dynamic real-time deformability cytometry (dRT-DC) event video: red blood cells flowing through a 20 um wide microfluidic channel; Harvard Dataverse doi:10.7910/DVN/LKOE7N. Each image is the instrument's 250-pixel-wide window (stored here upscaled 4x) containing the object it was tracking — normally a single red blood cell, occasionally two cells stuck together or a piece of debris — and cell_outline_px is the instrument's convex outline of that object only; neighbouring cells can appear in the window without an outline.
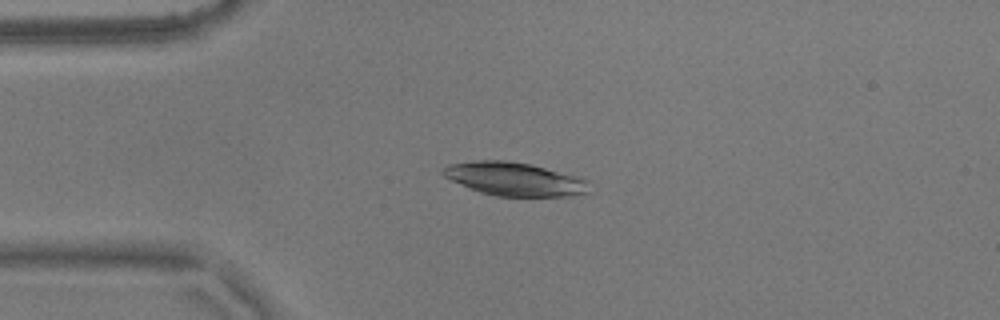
{"species": "common noctule bat (a hibernating species)", "species_latin": "Nyctalus noctula", "temperature_condition": "warm", "stored_images_in_passage": 55, "camera_frame_rate_fps": 3000, "um_per_image_px": 0.085, "animal": {"sex": "male", "body_mass_g": 17.9}, "frame": {"image": 1, "passage_image": 13, "time_ms": 4.0, "image_size_px": [1000, 320], "cell_outline_px": [[592, 192], [568, 196], [496, 196], [480, 192], [452, 180], [444, 176], [440, 172], [440, 168], [448, 164], [476, 160], [508, 160], [528, 164], [576, 176], [588, 180]], "centroid_in_image_um": [43.73, 15.22], "position_along_channel_um": 41.3, "area_um2": 28.44}}
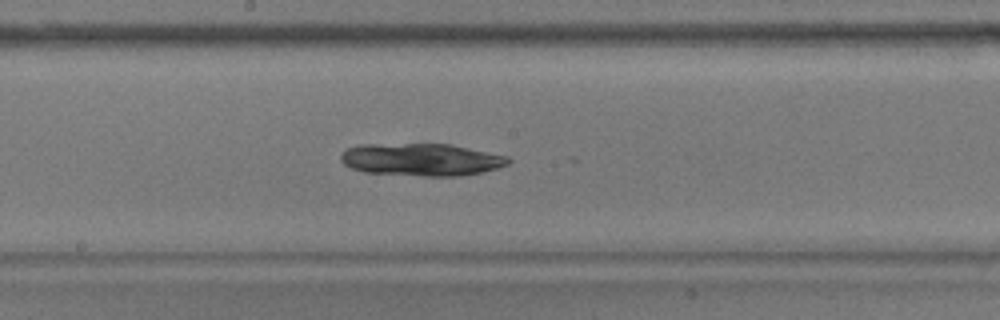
{"frame": {"image": 2, "passage_image": 29, "time_ms": 9.333, "image_size_px": [1000, 320], "cell_outline_px": [[512, 160], [508, 164], [496, 168], [480, 172], [456, 176], [424, 176], [364, 172], [352, 168], [344, 164], [340, 160], [340, 156], [348, 148], [356, 144], [448, 144], [508, 156]], "centroid_in_image_um": [35.79, 13.56], "position_along_channel_um": 212.4, "area_um2": 31.5}}
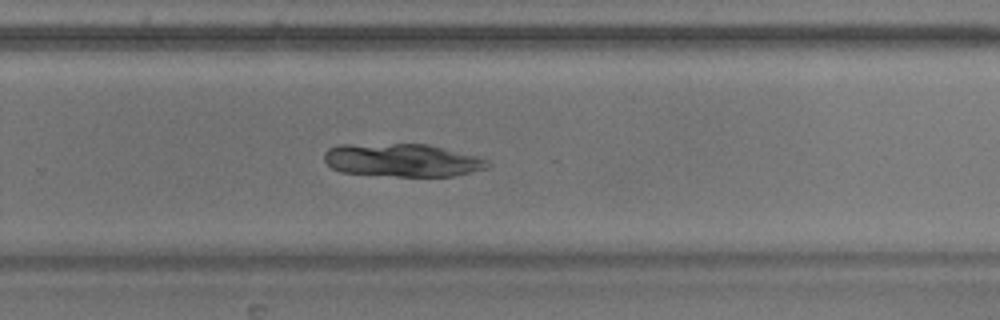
{"frame": {"image": 3, "passage_image": 36, "time_ms": 11.667, "image_size_px": [1000, 320], "cell_outline_px": [[492, 164], [484, 168], [472, 172], [452, 176], [396, 176], [340, 172], [332, 168], [324, 160], [324, 152], [328, 148], [336, 144], [428, 144], [476, 156], [488, 160]], "centroid_in_image_um": [34.15, 13.61], "position_along_channel_um": 295.7, "area_um2": 31.5}}